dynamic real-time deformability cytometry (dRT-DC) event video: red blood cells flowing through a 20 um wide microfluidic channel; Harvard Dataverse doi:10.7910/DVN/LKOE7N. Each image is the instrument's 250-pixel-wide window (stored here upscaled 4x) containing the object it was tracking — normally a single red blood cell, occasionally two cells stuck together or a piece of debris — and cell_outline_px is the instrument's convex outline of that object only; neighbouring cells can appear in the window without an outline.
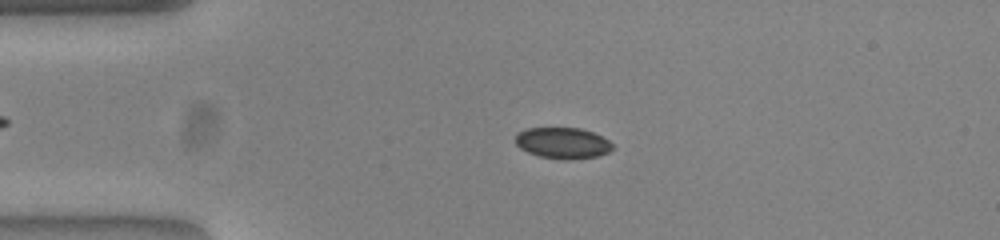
{"species": "common noctule bat (a hibernating species)", "species_latin": "Nyctalus noctula", "temperature_condition": "warm", "stored_images_in_passage": 52, "camera_frame_rate_fps": 3000, "um_per_image_px": 0.085, "animal": {"sex": "female", "body_mass_g": 23.0, "forearm_length_mm": 53.4}, "frame": {"image": 1, "passage_image": 11, "time_ms": 3.333, "image_size_px": [1000, 240], "cell_outline_px": [[616, 148], [600, 156], [568, 160], [564, 160], [540, 156], [528, 152], [520, 148], [516, 144], [516, 136], [524, 128], [580, 128], [592, 132], [608, 140]], "centroid_in_image_um": [47.86, 12.16], "position_along_channel_um": 37.1, "area_um2": 17.63}}
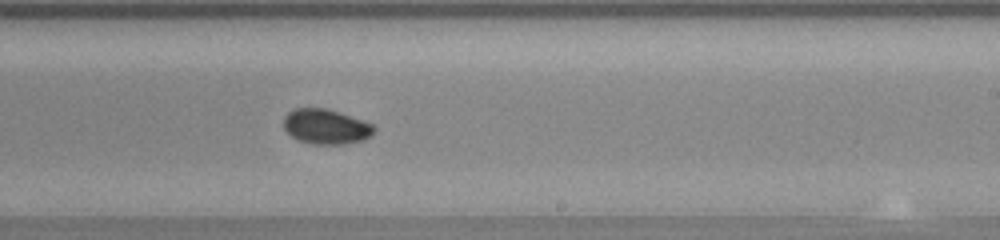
{"frame": {"image": 2, "passage_image": 31, "time_ms": 10.0, "image_size_px": [1000, 240], "cell_outline_px": [[376, 128], [372, 136], [364, 140], [344, 144], [312, 144], [296, 140], [284, 128], [284, 116], [292, 108], [324, 108], [340, 112], [372, 124]], "centroid_in_image_um": [27.7, 10.77], "position_along_channel_um": 261.3, "area_um2": 18.55}}
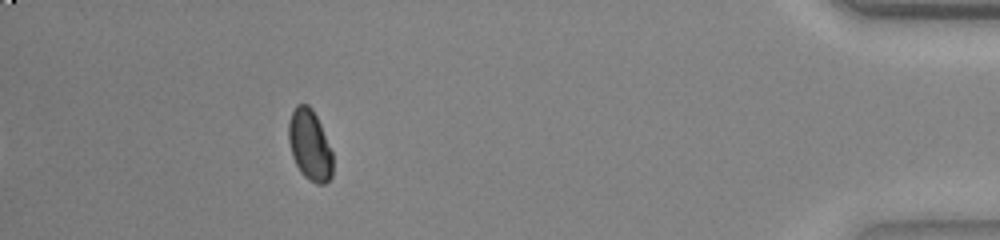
{"frame": {"image": 3, "passage_image": 47, "time_ms": 15.333, "image_size_px": [1000, 240], "cell_outline_px": [[332, 176], [324, 184], [316, 184], [304, 176], [300, 172], [292, 156], [288, 140], [288, 120], [296, 104], [308, 104], [312, 108], [320, 124], [332, 152]], "centroid_in_image_um": [26.31, 12.32], "position_along_channel_um": 408.9, "area_um2": 18.21}, "authors_computed_cell_mechanics": {"area_um2": 18.1492, "velocity_mm_per_s": 3.8585, "shape_relaxation_time_tau1_ms": 2.3002, "shape_relaxation_time_tau2_ms": 1.3918, "deformation_change_tau1": 0.0551, "deformation_change_tau2": 0.0277}}